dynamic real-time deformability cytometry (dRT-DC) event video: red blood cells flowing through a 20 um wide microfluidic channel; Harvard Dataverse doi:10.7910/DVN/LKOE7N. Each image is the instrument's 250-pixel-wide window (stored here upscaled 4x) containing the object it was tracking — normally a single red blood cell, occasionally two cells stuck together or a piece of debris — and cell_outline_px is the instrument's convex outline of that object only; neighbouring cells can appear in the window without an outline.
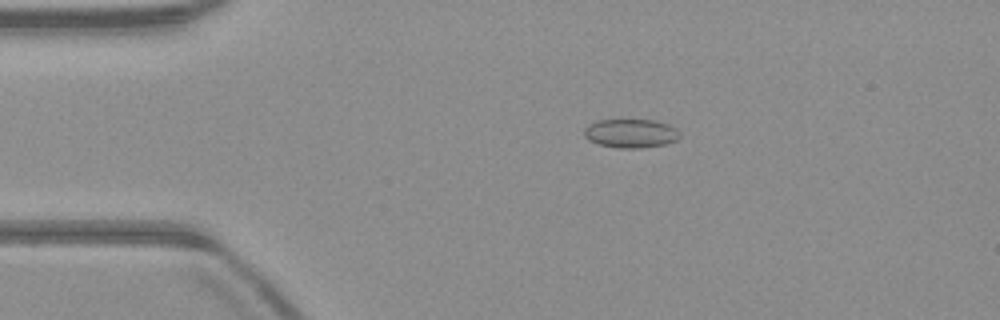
{"species": "common noctule bat (a hibernating species)", "species_latin": "Nyctalus noctula", "temperature_condition": "warm", "stored_images_in_passage": 51, "camera_frame_rate_fps": 3000, "um_per_image_px": 0.085, "animal": {"sex": "male", "body_mass_g": 23.1, "forearm_length_mm": 52.7}, "frame": {"image": 1, "passage_image": 10, "time_ms": 3.0, "image_size_px": [1000, 320], "cell_outline_px": [[680, 136], [676, 140], [668, 144], [640, 148], [620, 148], [600, 144], [588, 140], [584, 136], [584, 128], [588, 124], [596, 120], [656, 120], [668, 124], [676, 128], [680, 132]], "centroid_in_image_um": [53.63, 11.33], "position_along_channel_um": 31.4, "area_um2": 16.18}}
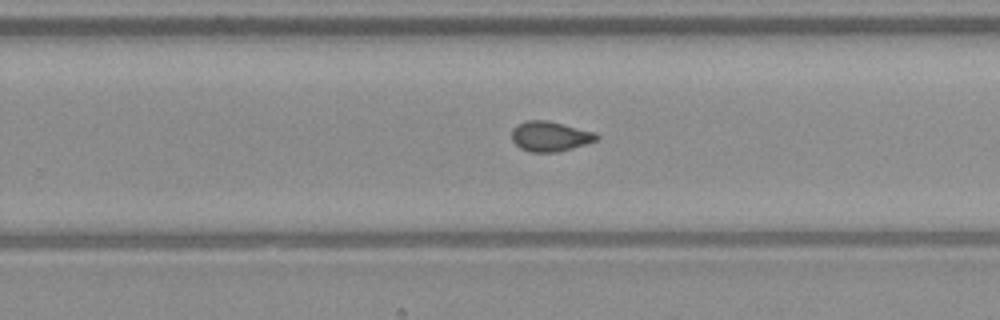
{"frame": {"image": 2, "passage_image": 32, "time_ms": 10.333, "image_size_px": [1000, 320], "cell_outline_px": [[600, 136], [596, 140], [572, 148], [556, 152], [532, 152], [520, 148], [512, 140], [512, 128], [516, 124], [528, 120], [548, 120], [596, 132]], "centroid_in_image_um": [46.74, 11.57], "position_along_channel_um": 283.1, "area_um2": 14.85}}
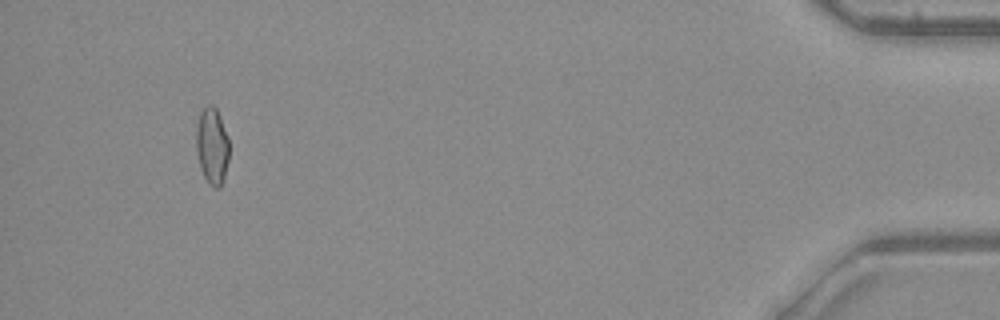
{"frame": {"image": 3, "passage_image": 48, "time_ms": 15.667, "image_size_px": [1000, 320], "cell_outline_px": [[228, 160], [224, 180], [220, 188], [212, 188], [208, 184], [200, 168], [196, 148], [196, 128], [200, 112], [208, 104], [212, 104], [216, 108], [220, 116], [228, 140]], "centroid_in_image_um": [18.02, 12.44], "position_along_channel_um": 417.2, "area_um2": 14.8}, "authors_computed_cell_mechanics": {"area_um2": 14.8546, "velocity_mm_per_s": 4.013, "shape_relaxation_time_tau1_ms": null, "shape_relaxation_time_tau2_ms": 1.4187, "deformation_change_tau1": null, "deformation_change_tau2": 0.0469}}